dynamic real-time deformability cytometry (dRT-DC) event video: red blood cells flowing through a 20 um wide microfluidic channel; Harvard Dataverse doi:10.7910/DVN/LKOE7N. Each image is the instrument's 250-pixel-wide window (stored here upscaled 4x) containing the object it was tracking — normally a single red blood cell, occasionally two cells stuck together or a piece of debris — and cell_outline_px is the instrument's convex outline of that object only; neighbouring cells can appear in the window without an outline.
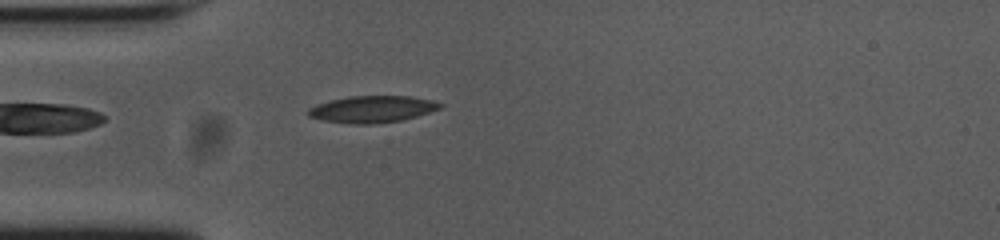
{"species": "common noctule bat (a hibernating species)", "species_latin": "Nyctalus noctula", "temperature_condition": "cold", "stored_images_in_passage": 40, "camera_frame_rate_fps": 3000, "um_per_image_px": 0.085, "animal": {"sex": "female", "body_mass_g": 23.0, "forearm_length_mm": 53.4}, "frame": {"image": 1, "passage_image": 1, "time_ms": 0.0, "image_size_px": [1000, 240], "cell_outline_px": [[444, 104], [440, 108], [416, 116], [400, 120], [368, 124], [356, 124], [324, 120], [308, 116], [308, 108], [316, 104], [348, 96], [408, 96], [432, 100]], "centroid_in_image_um": [31.63, 9.27], "position_along_channel_um": 53.4, "area_um2": 20.23}}
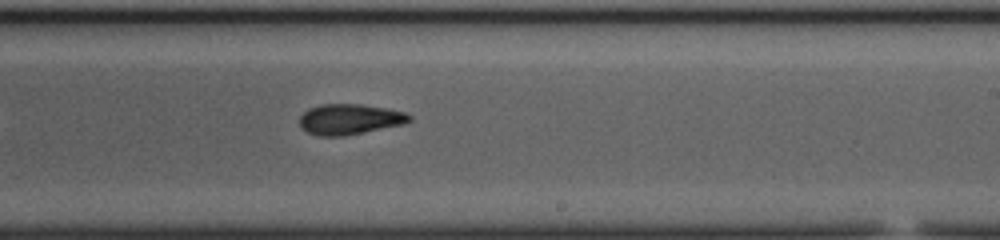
{"frame": {"image": 2, "passage_image": 18, "time_ms": 5.667, "image_size_px": [1000, 240], "cell_outline_px": [[412, 120], [404, 124], [344, 136], [320, 136], [308, 132], [300, 128], [300, 116], [308, 108], [320, 104], [360, 104], [388, 108], [404, 112], [412, 116]], "centroid_in_image_um": [29.72, 10.13], "position_along_channel_um": 259.3, "area_um2": 19.65}}
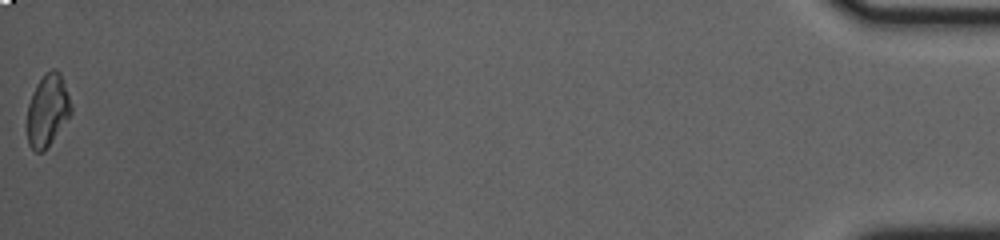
{"frame": {"image": 3, "passage_image": 40, "time_ms": 13.0, "image_size_px": [1000, 240], "cell_outline_px": [[72, 112], [48, 148], [44, 152], [36, 152], [28, 144], [28, 104], [32, 92], [36, 84], [44, 72], [52, 68], [56, 68], [60, 72], [72, 108]], "centroid_in_image_um": [4.04, 9.37], "position_along_channel_um": 431.2, "area_um2": 18.5}, "authors_computed_cell_mechanics": {"area_um2": 19.6809, "velocity_mm_per_s": 3.7503, "shape_relaxation_time_tau1_ms": 10.9939, "shape_relaxation_time_tau2_ms": 5.7039, "deformation_change_tau1": 0.2241, "deformation_change_tau2": 0.1255}}